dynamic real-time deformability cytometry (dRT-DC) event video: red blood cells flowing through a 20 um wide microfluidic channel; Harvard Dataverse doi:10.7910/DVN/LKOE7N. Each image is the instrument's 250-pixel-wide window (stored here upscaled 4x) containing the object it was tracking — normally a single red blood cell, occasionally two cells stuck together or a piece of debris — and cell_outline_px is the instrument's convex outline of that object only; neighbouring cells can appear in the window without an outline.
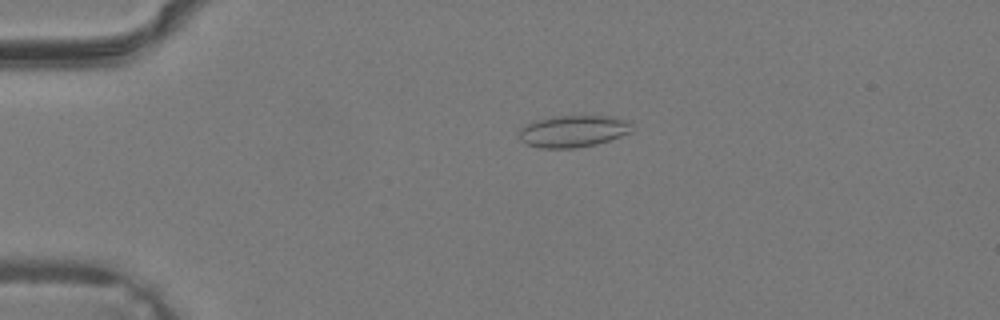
{"species": "common noctule bat (a hibernating species)", "species_latin": "Nyctalus noctula", "temperature_condition": "warm", "stored_images_in_passage": 31, "camera_frame_rate_fps": 3000, "um_per_image_px": 0.085, "animal": {"sex": "male", "body_mass_g": 19.2, "forearm_length_mm": 51.8}, "frame": {"image": 1, "passage_image": 1, "time_ms": 0.0, "image_size_px": [1000, 320], "cell_outline_px": [[632, 132], [596, 144], [576, 148], [540, 148], [528, 144], [520, 140], [520, 128], [524, 124], [536, 120], [552, 116], [612, 116], [632, 120]], "centroid_in_image_um": [48.75, 11.14], "position_along_channel_um": 36.3, "area_um2": 21.15}}
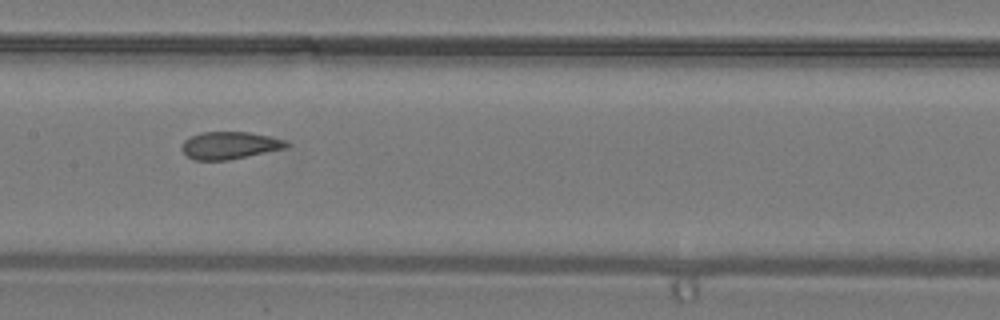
{"frame": {"image": 2, "passage_image": 12, "time_ms": 3.667, "image_size_px": [1000, 320], "cell_outline_px": [[288, 148], [228, 160], [192, 160], [180, 148], [184, 140], [200, 132], [248, 132], [268, 136], [284, 140], [288, 144]], "centroid_in_image_um": [19.5, 12.36], "position_along_channel_um": 187.9, "area_um2": 16.65}}
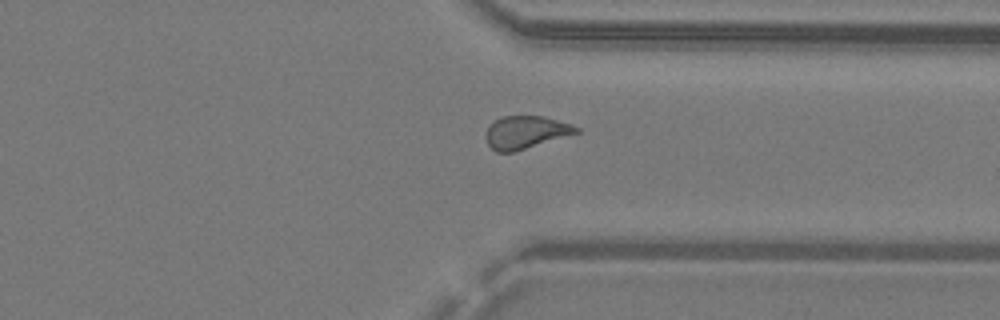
{"frame": {"image": 3, "passage_image": 22, "time_ms": 7.0, "image_size_px": [1000, 320], "cell_outline_px": [[580, 132], [512, 152], [496, 152], [488, 144], [484, 136], [488, 124], [500, 116], [544, 116], [572, 124], [580, 128]], "centroid_in_image_um": [44.65, 11.22], "position_along_channel_um": 366.8, "area_um2": 17.34}}